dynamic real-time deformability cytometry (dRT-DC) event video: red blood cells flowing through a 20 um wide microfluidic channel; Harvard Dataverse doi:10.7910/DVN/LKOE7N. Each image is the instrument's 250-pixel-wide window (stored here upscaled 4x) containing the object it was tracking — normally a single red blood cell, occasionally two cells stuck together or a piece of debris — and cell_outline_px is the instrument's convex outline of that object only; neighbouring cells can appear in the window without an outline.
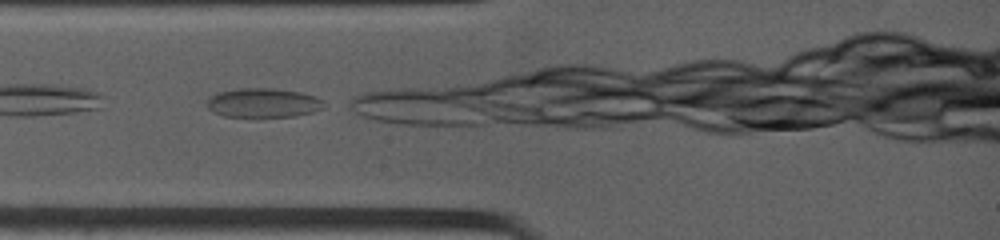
{"species": "common noctule bat (a hibernating species)", "species_latin": "Nyctalus noctula", "temperature_condition": "warm", "stored_images_in_passage": 17, "camera_frame_rate_fps": 4500, "um_per_image_px": 0.085, "animal": {"sex": "female", "body_mass_g": 19.0, "forearm_length_mm": 53.3}, "frame": {"image": 1, "passage_image": 1, "time_ms": 0.0, "image_size_px": [1000, 240], "cell_outline_px": [[324, 108], [312, 112], [296, 116], [224, 116], [208, 108], [208, 100], [212, 96], [220, 92], [240, 88], [272, 88], [300, 92], [316, 96], [324, 100]], "centroid_in_image_um": [22.44, 8.73], "position_along_channel_um": 62.6, "area_um2": 19.65}}